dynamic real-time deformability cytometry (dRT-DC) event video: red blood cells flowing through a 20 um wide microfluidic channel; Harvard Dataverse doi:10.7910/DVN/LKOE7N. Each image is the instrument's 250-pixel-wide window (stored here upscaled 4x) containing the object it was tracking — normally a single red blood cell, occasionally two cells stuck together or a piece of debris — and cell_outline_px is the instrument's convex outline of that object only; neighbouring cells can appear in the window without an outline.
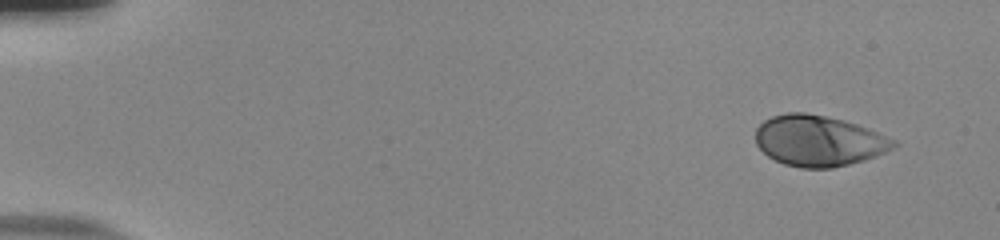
{"species": "human", "species_latin": "Homo sapiens", "temperature_condition": "room temperature", "stored_images_in_passage": 51, "camera_frame_rate_fps": 3000, "um_per_image_px": 0.085, "donor": {"sex": "male"}, "frame": {"image": 1, "passage_image": 1, "time_ms": 0.0, "image_size_px": [1000, 240], "cell_outline_px": [[900, 144], [876, 156], [864, 160], [832, 168], [800, 168], [784, 164], [768, 156], [756, 144], [756, 128], [764, 120], [772, 116], [788, 112], [804, 112], [844, 120], [868, 128], [896, 140]], "centroid_in_image_um": [69.59, 11.97], "position_along_channel_um": 15.4, "area_um2": 40.81}}
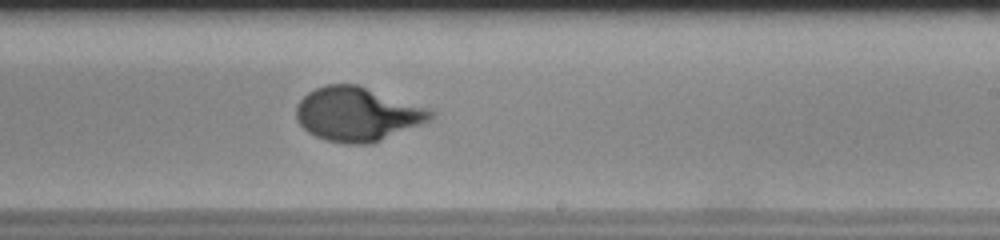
{"frame": {"image": 2, "passage_image": 31, "time_ms": 10.0, "image_size_px": [1000, 240], "cell_outline_px": [[436, 116], [432, 120], [372, 144], [344, 144], [324, 140], [308, 132], [300, 124], [296, 116], [296, 108], [300, 100], [308, 92], [316, 88], [328, 84], [356, 84], [432, 108], [436, 112]], "centroid_in_image_um": [30.44, 9.71], "position_along_channel_um": 258.6, "area_um2": 42.77}}
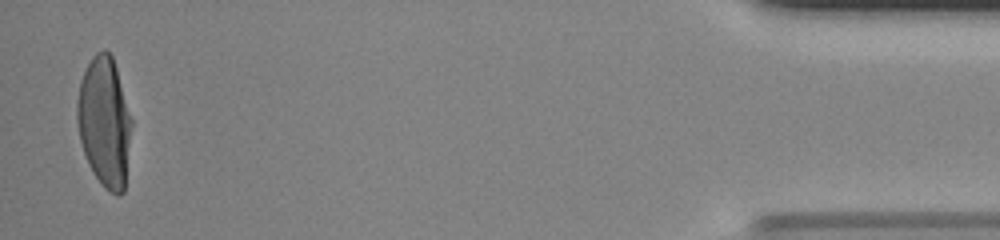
{"frame": {"image": 3, "passage_image": 50, "time_ms": 16.333, "image_size_px": [1000, 240], "cell_outline_px": [[132, 124], [124, 192], [120, 196], [116, 196], [104, 188], [92, 172], [88, 164], [80, 140], [76, 120], [76, 100], [80, 80], [92, 56], [96, 52], [104, 48], [112, 56], [116, 68], [132, 120]], "centroid_in_image_um": [8.87, 10.39], "position_along_channel_um": 426.3, "area_um2": 41.44}, "authors_computed_cell_mechanics": {"area_um2": 40.6912, "velocity_mm_per_s": 3.8568, "shape_relaxation_time_tau1_ms": 4.1936, "shape_relaxation_time_tau2_ms": null, "deformation_change_tau1": 0.232, "deformation_change_tau2": null}}